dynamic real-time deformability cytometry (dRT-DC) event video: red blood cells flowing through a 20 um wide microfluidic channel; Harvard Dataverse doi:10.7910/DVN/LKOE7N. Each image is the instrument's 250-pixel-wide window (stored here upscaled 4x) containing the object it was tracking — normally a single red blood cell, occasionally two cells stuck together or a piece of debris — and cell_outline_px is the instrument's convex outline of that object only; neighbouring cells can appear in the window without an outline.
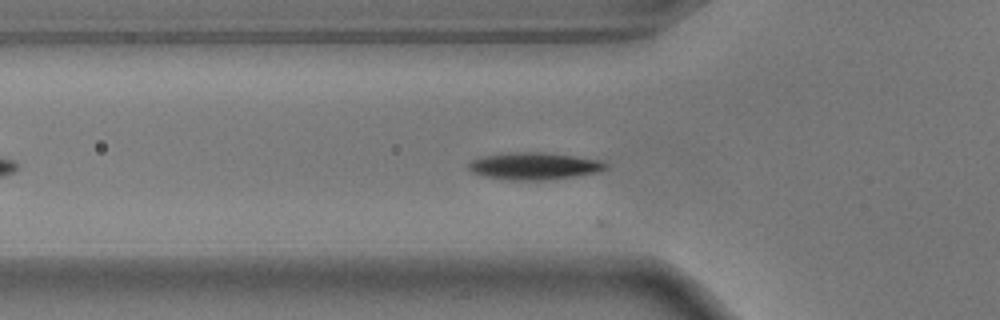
{"species": "common noctule bat (a hibernating species)", "species_latin": "Nyctalus noctula", "temperature_condition": "warm", "stored_images_in_passage": 14, "camera_frame_rate_fps": 3000, "um_per_image_px": 0.085, "animal": {"sex": "male", "body_mass_g": 17.9}, "frame": {"image": 1, "passage_image": 9, "time_ms": 2.667, "image_size_px": [1000, 320], "cell_outline_px": [[608, 168], [600, 172], [544, 180], [504, 180], [484, 176], [472, 172], [468, 168], [468, 164], [472, 160], [484, 156], [504, 152], [544, 152], [600, 160], [608, 164]], "centroid_in_image_um": [45.39, 14.11], "position_along_channel_um": 80.4, "area_um2": 21.73}}
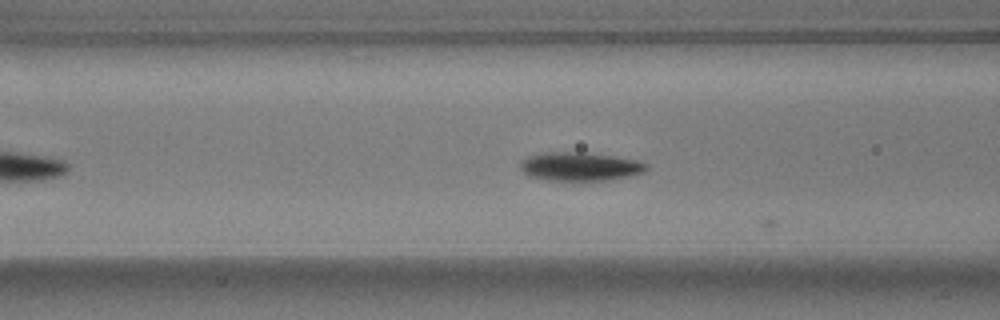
{"frame": {"image": 2, "passage_image": 12, "time_ms": 3.667, "image_size_px": [1000, 320], "cell_outline_px": [[648, 168], [644, 172], [612, 180], [544, 180], [528, 176], [520, 168], [520, 160], [528, 156], [544, 152], [576, 152], [612, 156], [636, 160], [648, 164]], "centroid_in_image_um": [49.26, 14.16], "position_along_channel_um": 117.3, "area_um2": 20.98}}